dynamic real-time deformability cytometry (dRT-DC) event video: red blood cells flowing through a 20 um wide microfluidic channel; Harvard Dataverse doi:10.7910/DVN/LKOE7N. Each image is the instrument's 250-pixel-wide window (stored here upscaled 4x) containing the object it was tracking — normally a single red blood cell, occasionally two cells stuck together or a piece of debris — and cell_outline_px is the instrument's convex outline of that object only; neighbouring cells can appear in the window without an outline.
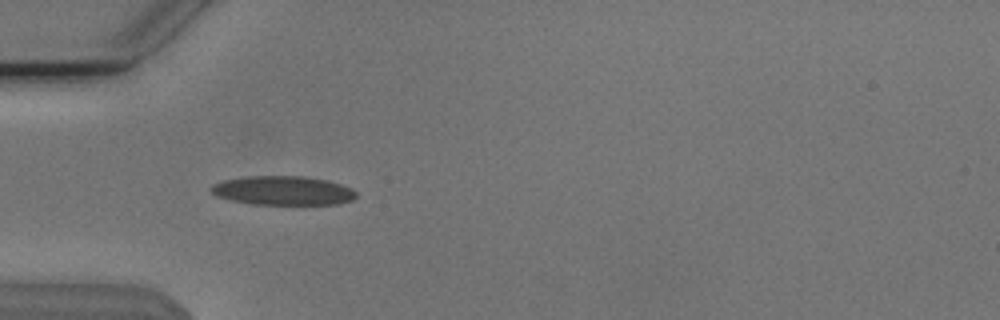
{"species": "Egyptian fruit bat (a non-hibernating species)", "species_latin": "Rousettus aegyptiacus", "temperature_condition": "cold", "stored_images_in_passage": 43, "camera_frame_rate_fps": 3000, "um_per_image_px": 0.085, "animal": {"sex": "male"}, "frame": {"image": 1, "passage_image": 9, "time_ms": 2.667, "image_size_px": [1000, 320], "cell_outline_px": [[356, 196], [352, 200], [340, 204], [252, 204], [232, 200], [216, 196], [208, 188], [212, 184], [224, 180], [244, 176], [304, 176], [328, 180], [352, 188], [356, 192]], "centroid_in_image_um": [24.05, 16.19], "position_along_channel_um": 61.0, "area_um2": 24.68}}
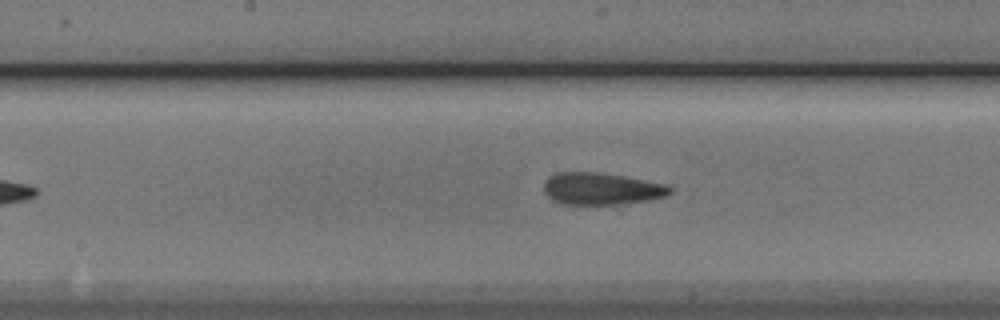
{"frame": {"image": 2, "passage_image": 20, "time_ms": 6.333, "image_size_px": [1000, 320], "cell_outline_px": [[672, 192], [668, 196], [648, 200], [616, 204], [560, 204], [552, 200], [544, 192], [544, 180], [548, 176], [556, 172], [596, 172], [668, 184], [672, 188]], "centroid_in_image_um": [51.1, 16.04], "position_along_channel_um": 197.1, "area_um2": 23.58}}
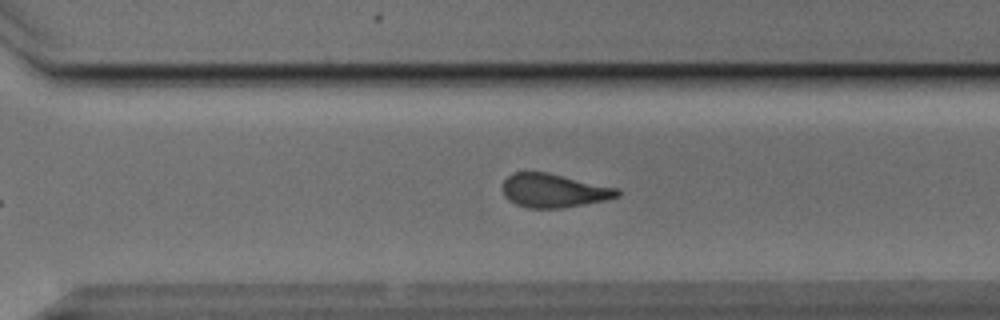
{"frame": {"image": 3, "passage_image": 30, "time_ms": 9.667, "image_size_px": [1000, 320], "cell_outline_px": [[620, 196], [604, 200], [564, 208], [528, 208], [516, 204], [508, 200], [504, 196], [504, 180], [512, 172], [548, 172], [620, 188]], "centroid_in_image_um": [47.1, 16.19], "position_along_channel_um": 323.5, "area_um2": 22.66}}